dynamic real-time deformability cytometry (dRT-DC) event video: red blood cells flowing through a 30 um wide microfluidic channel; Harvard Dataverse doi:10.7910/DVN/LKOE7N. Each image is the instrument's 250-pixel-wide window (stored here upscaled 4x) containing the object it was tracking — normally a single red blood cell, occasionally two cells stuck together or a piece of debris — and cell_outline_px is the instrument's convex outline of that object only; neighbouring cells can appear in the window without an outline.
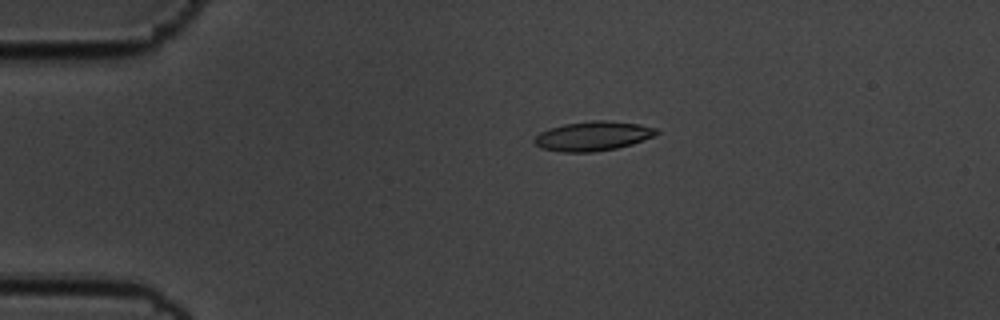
{"species": "common noctule bat (a hibernating species)", "species_latin": "Nyctalus noctula", "temperature_condition": "cold", "stored_images_in_passage": 57, "camera_frame_rate_fps": 3000, "um_per_image_px": 0.085, "animal": {"sex": "male", "body_mass_g": 19.5, "forearm_length_mm": 54.6}, "frame": {"image": 1, "passage_image": 12, "time_ms": 3.667, "image_size_px": [1000, 320], "cell_outline_px": [[660, 132], [656, 136], [632, 144], [616, 148], [592, 152], [560, 152], [540, 148], [532, 140], [540, 132], [548, 128], [564, 124], [592, 120], [608, 120], [640, 124], [656, 128]], "centroid_in_image_um": [50.41, 11.56], "position_along_channel_um": 34.6, "area_um2": 21.15}}
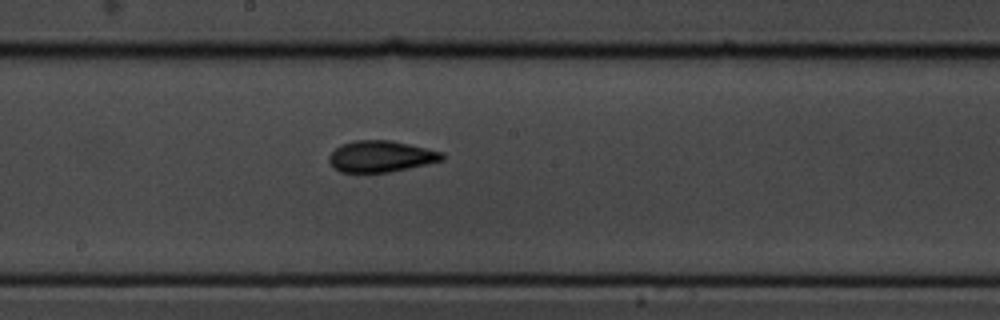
{"frame": {"image": 2, "passage_image": 31, "time_ms": 10.0, "image_size_px": [1000, 320], "cell_outline_px": [[444, 160], [408, 168], [388, 172], [340, 172], [328, 160], [328, 156], [340, 144], [352, 140], [392, 140], [444, 152]], "centroid_in_image_um": [32.38, 13.28], "position_along_channel_um": 215.8, "area_um2": 20.63}}
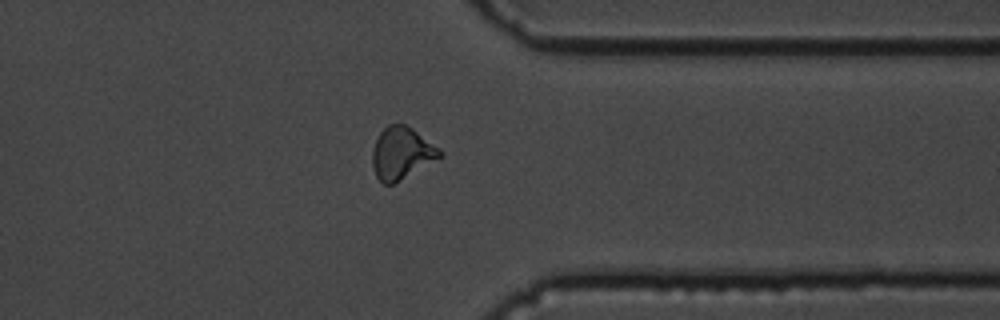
{"frame": {"image": 3, "passage_image": 45, "time_ms": 14.667, "image_size_px": [1000, 320], "cell_outline_px": [[444, 156], [392, 184], [384, 184], [376, 176], [372, 164], [372, 148], [380, 132], [388, 124], [404, 124], [412, 128], [440, 148], [444, 152]], "centroid_in_image_um": [34.15, 13.01], "position_along_channel_um": 377.3, "area_um2": 20.46}, "authors_computed_cell_mechanics": {"area_um2": 20.1144, "velocity_mm_per_s": 3.5405, "shape_relaxation_time_tau1_ms": 4.2049, "shape_relaxation_time_tau2_ms": 2.1245, "deformation_change_tau1": 0.1287, "deformation_change_tau2": 0.0986}}